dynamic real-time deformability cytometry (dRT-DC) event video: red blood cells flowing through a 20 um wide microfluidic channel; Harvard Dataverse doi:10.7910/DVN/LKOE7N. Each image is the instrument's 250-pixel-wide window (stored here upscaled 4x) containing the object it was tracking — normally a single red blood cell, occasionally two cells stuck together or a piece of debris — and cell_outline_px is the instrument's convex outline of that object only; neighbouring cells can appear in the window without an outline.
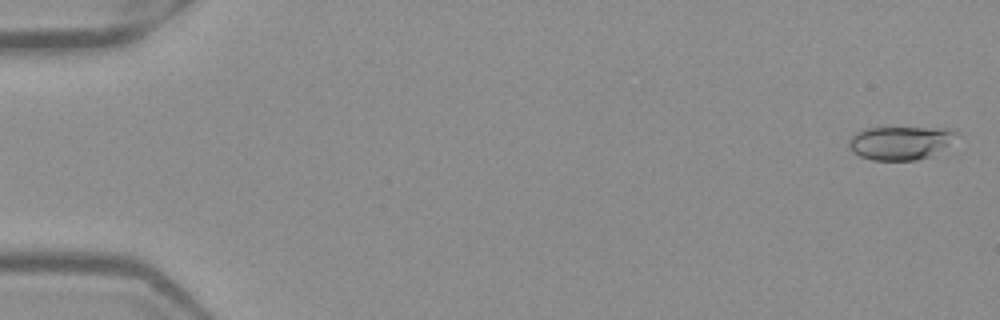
{"species": "Egyptian fruit bat (a non-hibernating species)", "species_latin": "Rousettus aegyptiacus", "temperature_condition": "warm", "stored_images_in_passage": 51, "camera_frame_rate_fps": 3000, "um_per_image_px": 0.085, "frame": {"image": 1, "passage_image": 1, "time_ms": 0.0, "image_size_px": [1000, 320], "cell_outline_px": [[960, 136], [948, 144], [928, 156], [916, 160], [872, 160], [860, 156], [852, 152], [848, 148], [848, 140], [856, 132], [864, 128], [956, 128], [960, 132]], "centroid_in_image_um": [76.53, 12.12], "position_along_channel_um": 8.5, "area_um2": 21.1}}
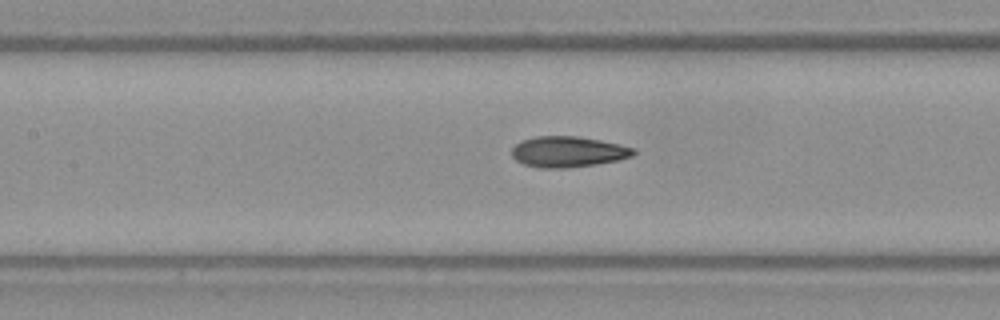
{"frame": {"image": 2, "passage_image": 24, "time_ms": 7.667, "image_size_px": [1000, 320], "cell_outline_px": [[636, 152], [632, 156], [620, 160], [596, 164], [568, 168], [536, 168], [524, 164], [516, 160], [512, 156], [512, 148], [520, 140], [536, 136], [576, 136], [600, 140], [620, 144], [636, 148]], "centroid_in_image_um": [48.29, 12.9], "position_along_channel_um": 159.1, "area_um2": 22.08}}
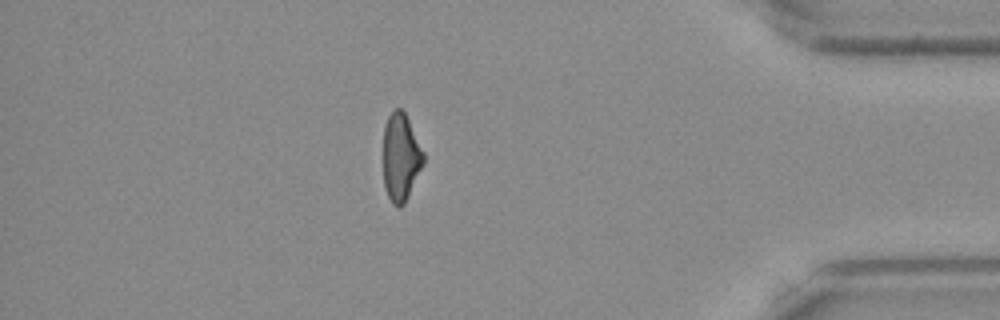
{"frame": {"image": 3, "passage_image": 45, "time_ms": 14.667, "image_size_px": [1000, 320], "cell_outline_px": [[424, 164], [404, 204], [400, 208], [396, 208], [392, 204], [384, 188], [384, 124], [388, 116], [396, 108], [400, 108], [404, 112], [424, 152]], "centroid_in_image_um": [34.06, 13.4], "position_along_channel_um": 401.1, "area_um2": 20.52}, "authors_computed_cell_mechanics": {"area_um2": 21.386, "velocity_mm_per_s": 3.976, "shape_relaxation_time_tau1_ms": 5.917, "shape_relaxation_time_tau2_ms": 2.1512, "deformation_change_tau1": 0.1798, "deformation_change_tau2": 0.0934}}